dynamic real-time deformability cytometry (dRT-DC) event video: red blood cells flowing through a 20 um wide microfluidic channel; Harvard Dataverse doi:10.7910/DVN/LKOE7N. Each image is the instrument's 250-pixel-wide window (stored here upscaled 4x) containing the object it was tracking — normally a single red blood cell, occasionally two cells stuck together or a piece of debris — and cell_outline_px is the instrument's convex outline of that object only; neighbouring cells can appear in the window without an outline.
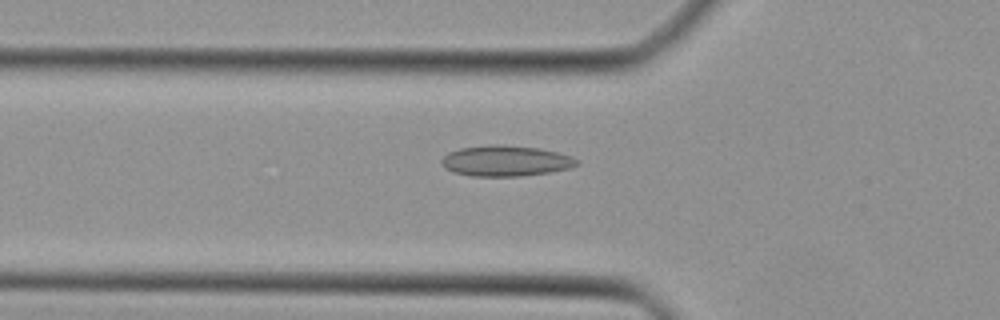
{"species": "Egyptian fruit bat (a non-hibernating species)", "species_latin": "Rousettus aegyptiacus", "temperature_condition": "cold", "stored_images_in_passage": 46, "camera_frame_rate_fps": 3000, "um_per_image_px": 0.085, "animal": {"sex": "female"}, "frame": {"image": 1, "passage_image": 16, "time_ms": 5.0, "image_size_px": [1000, 320], "cell_outline_px": [[580, 164], [572, 168], [548, 172], [520, 176], [472, 176], [452, 172], [444, 168], [440, 160], [448, 152], [460, 148], [488, 144], [500, 144], [540, 148], [572, 156], [580, 160]], "centroid_in_image_um": [42.99, 13.67], "position_along_channel_um": 82.8, "area_um2": 24.51}}
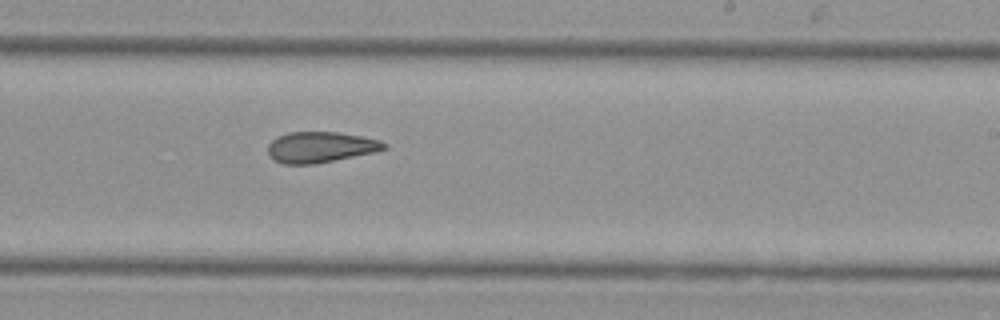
{"frame": {"image": 2, "passage_image": 28, "time_ms": 9.0, "image_size_px": [1000, 320], "cell_outline_px": [[388, 148], [372, 152], [316, 164], [284, 164], [268, 156], [268, 144], [276, 136], [288, 132], [340, 132], [364, 136], [380, 140], [388, 144]], "centroid_in_image_um": [27.23, 12.49], "position_along_channel_um": 261.8, "area_um2": 20.98}}
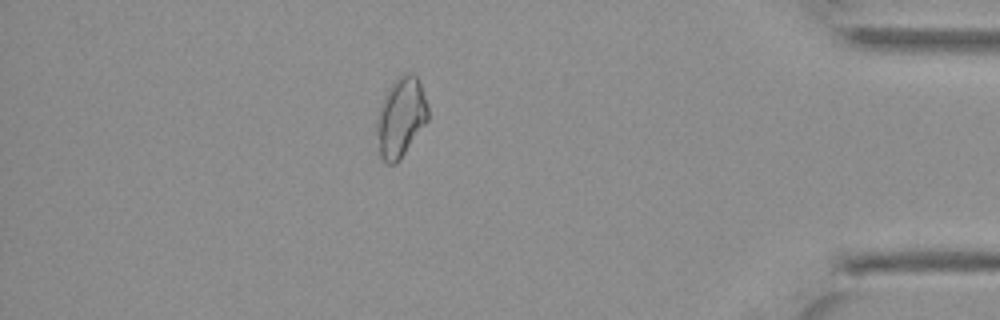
{"frame": {"image": 3, "passage_image": 40, "time_ms": 13.0, "image_size_px": [1000, 320], "cell_outline_px": [[428, 120], [400, 160], [396, 164], [388, 164], [380, 156], [376, 132], [376, 120], [380, 104], [388, 88], [404, 72], [412, 72], [420, 80], [428, 104]], "centroid_in_image_um": [34.08, 9.96], "position_along_channel_um": 401.1, "area_um2": 23.99}}